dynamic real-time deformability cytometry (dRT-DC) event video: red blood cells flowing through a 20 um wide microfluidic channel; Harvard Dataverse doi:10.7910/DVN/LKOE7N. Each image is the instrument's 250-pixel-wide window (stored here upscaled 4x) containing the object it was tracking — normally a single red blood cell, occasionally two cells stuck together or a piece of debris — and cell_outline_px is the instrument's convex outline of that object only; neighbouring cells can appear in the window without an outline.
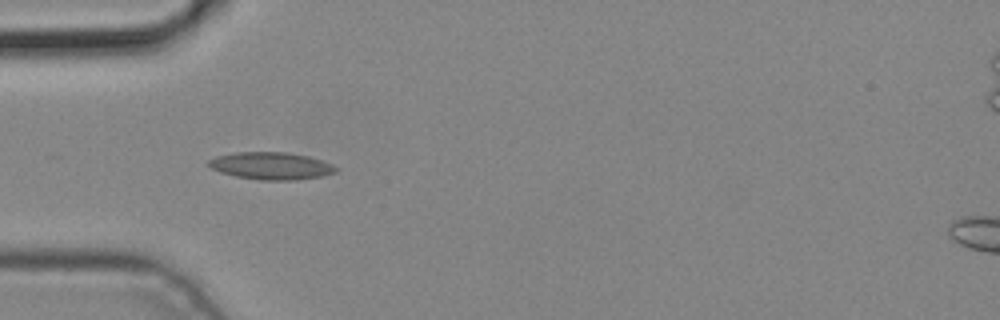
{"species": "common noctule bat (a hibernating species)", "species_latin": "Nyctalus noctula", "temperature_condition": "cold", "stored_images_in_passage": 5, "camera_frame_rate_fps": 3000, "um_per_image_px": 0.085, "animal": {"sex": "male", "body_mass_g": 19.2, "forearm_length_mm": 51.8}, "frame": {"image": 1, "passage_image": 4, "time_ms": 1.0, "image_size_px": [1000, 320], "cell_outline_px": [[336, 172], [320, 176], [296, 180], [260, 180], [236, 176], [220, 172], [204, 164], [208, 160], [216, 156], [236, 152], [288, 152], [308, 156], [332, 164], [336, 168]], "centroid_in_image_um": [22.99, 14.09], "position_along_channel_um": 62.0, "area_um2": 20.23}}
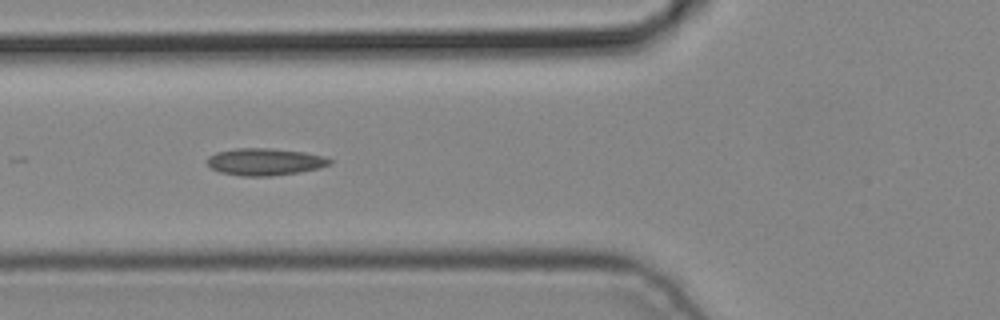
{"frame": {"image": 2, "passage_image": 5, "time_ms": 1.333, "image_size_px": [1000, 320], "cell_outline_px": [[332, 164], [320, 168], [300, 172], [272, 176], [240, 176], [220, 172], [212, 168], [208, 164], [208, 156], [216, 152], [236, 148], [272, 148], [304, 152], [324, 156], [332, 160]], "centroid_in_image_um": [22.54, 13.75], "position_along_channel_um": 103.3, "area_um2": 19.48}}